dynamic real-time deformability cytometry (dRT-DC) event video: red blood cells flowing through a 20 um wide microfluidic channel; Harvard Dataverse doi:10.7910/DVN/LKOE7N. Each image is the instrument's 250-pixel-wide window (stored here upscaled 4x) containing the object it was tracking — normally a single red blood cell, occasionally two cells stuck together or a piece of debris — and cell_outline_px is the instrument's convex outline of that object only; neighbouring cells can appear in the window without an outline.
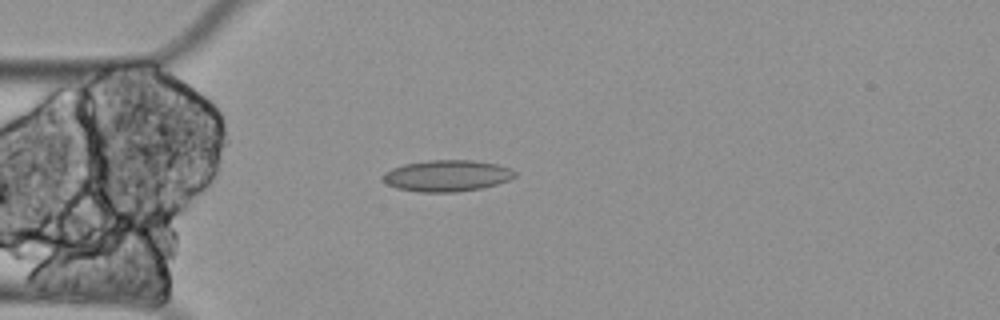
{"species": "Egyptian fruit bat (a non-hibernating species)", "species_latin": "Rousettus aegyptiacus", "temperature_condition": "cold", "stored_images_in_passage": 18, "camera_frame_rate_fps": 3000, "um_per_image_px": 0.085, "animal": {"sex": "female"}, "frame": {"image": 1, "passage_image": 15, "time_ms": 4.667, "image_size_px": [1000, 320], "cell_outline_px": [[516, 176], [508, 180], [496, 184], [480, 188], [456, 192], [420, 192], [396, 188], [388, 184], [380, 176], [384, 172], [392, 168], [404, 164], [428, 160], [472, 160], [496, 164], [508, 168], [516, 172]], "centroid_in_image_um": [37.96, 14.93], "position_along_channel_um": 47.0, "area_um2": 24.04}}